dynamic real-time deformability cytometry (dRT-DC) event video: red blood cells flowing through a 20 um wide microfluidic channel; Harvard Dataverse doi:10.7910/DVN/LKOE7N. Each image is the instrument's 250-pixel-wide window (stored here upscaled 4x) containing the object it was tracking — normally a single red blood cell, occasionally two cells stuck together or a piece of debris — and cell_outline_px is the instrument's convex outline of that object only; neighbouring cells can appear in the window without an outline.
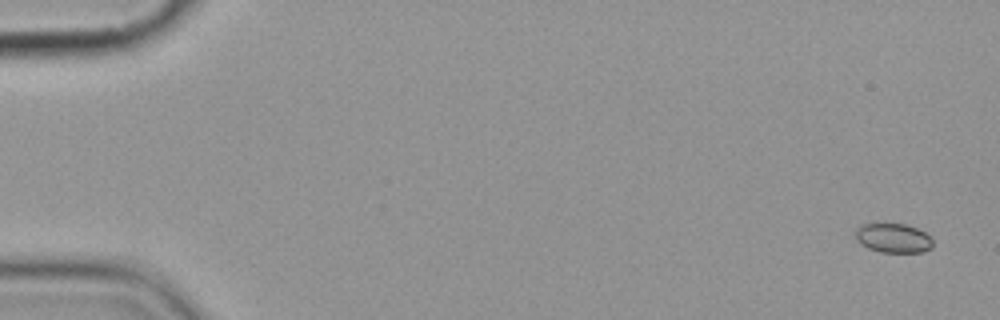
{"species": "common noctule bat (a hibernating species)", "species_latin": "Nyctalus noctula", "temperature_condition": "cold", "stored_images_in_passage": 9, "camera_frame_rate_fps": 3000, "um_per_image_px": 0.085, "animal": {"sex": "female", "body_mass_g": 19.9}, "frame": {"image": 1, "passage_image": 1, "time_ms": 0.0, "image_size_px": [1000, 320], "cell_outline_px": [[932, 248], [924, 252], [880, 252], [868, 248], [860, 244], [856, 240], [856, 228], [860, 224], [904, 224], [916, 228], [924, 232], [932, 240]], "centroid_in_image_um": [75.9, 20.24], "position_along_channel_um": 9.1, "area_um2": 13.18}}
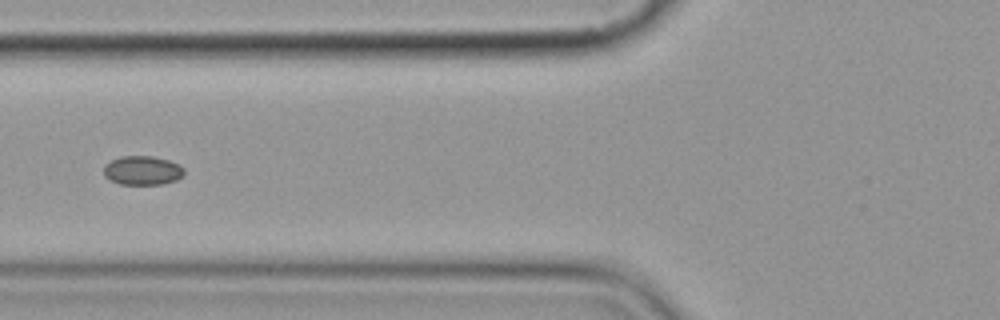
{"frame": {"image": 2, "passage_image": 7, "time_ms": 7.0, "image_size_px": [1000, 320], "cell_outline_px": [[184, 176], [176, 180], [164, 184], [120, 184], [108, 180], [104, 176], [104, 164], [120, 156], [152, 156], [168, 160], [180, 164], [184, 168]], "centroid_in_image_um": [12.11, 14.49], "position_along_channel_um": 113.7, "area_um2": 13.81}}
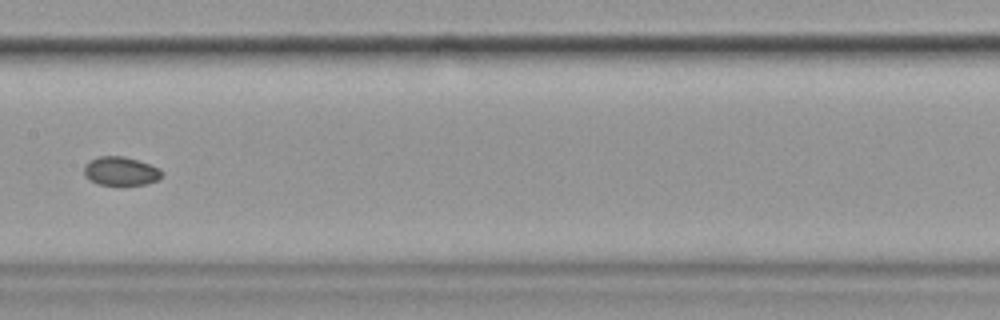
{"frame": {"image": 3, "passage_image": 9, "time_ms": 9.333, "image_size_px": [1000, 320], "cell_outline_px": [[164, 176], [148, 184], [96, 184], [88, 180], [84, 176], [84, 164], [100, 156], [124, 156], [160, 168], [164, 172]], "centroid_in_image_um": [10.26, 14.55], "position_along_channel_um": 197.1, "area_um2": 13.01}}